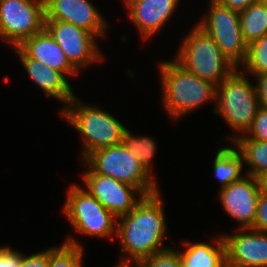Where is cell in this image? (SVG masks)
I'll use <instances>...</instances> for the list:
<instances>
[{
  "label": "cell",
  "instance_id": "ac0fdd59",
  "mask_svg": "<svg viewBox=\"0 0 267 267\" xmlns=\"http://www.w3.org/2000/svg\"><path fill=\"white\" fill-rule=\"evenodd\" d=\"M214 243H190L184 241L183 245L186 246V250L181 252V263L183 267H227L226 265V250L223 236L215 240ZM215 246H214V245Z\"/></svg>",
  "mask_w": 267,
  "mask_h": 267
},
{
  "label": "cell",
  "instance_id": "d6a6232c",
  "mask_svg": "<svg viewBox=\"0 0 267 267\" xmlns=\"http://www.w3.org/2000/svg\"><path fill=\"white\" fill-rule=\"evenodd\" d=\"M257 1H261V2H267V0H257Z\"/></svg>",
  "mask_w": 267,
  "mask_h": 267
},
{
  "label": "cell",
  "instance_id": "8992f818",
  "mask_svg": "<svg viewBox=\"0 0 267 267\" xmlns=\"http://www.w3.org/2000/svg\"><path fill=\"white\" fill-rule=\"evenodd\" d=\"M83 162L95 173L137 187L145 196L160 191L155 177L147 172L135 153L123 142L92 151Z\"/></svg>",
  "mask_w": 267,
  "mask_h": 267
},
{
  "label": "cell",
  "instance_id": "83f0119b",
  "mask_svg": "<svg viewBox=\"0 0 267 267\" xmlns=\"http://www.w3.org/2000/svg\"><path fill=\"white\" fill-rule=\"evenodd\" d=\"M22 253L9 246L0 247V267H21Z\"/></svg>",
  "mask_w": 267,
  "mask_h": 267
},
{
  "label": "cell",
  "instance_id": "2e32d148",
  "mask_svg": "<svg viewBox=\"0 0 267 267\" xmlns=\"http://www.w3.org/2000/svg\"><path fill=\"white\" fill-rule=\"evenodd\" d=\"M14 50L31 79L47 97H54L65 106L74 98L71 84L60 71L44 66L39 60L29 58L18 46L14 47Z\"/></svg>",
  "mask_w": 267,
  "mask_h": 267
},
{
  "label": "cell",
  "instance_id": "d6986e66",
  "mask_svg": "<svg viewBox=\"0 0 267 267\" xmlns=\"http://www.w3.org/2000/svg\"><path fill=\"white\" fill-rule=\"evenodd\" d=\"M230 140L243 156V162L249 166L247 175L257 178L267 171V141L249 139L245 135L234 136Z\"/></svg>",
  "mask_w": 267,
  "mask_h": 267
},
{
  "label": "cell",
  "instance_id": "6da1fadb",
  "mask_svg": "<svg viewBox=\"0 0 267 267\" xmlns=\"http://www.w3.org/2000/svg\"><path fill=\"white\" fill-rule=\"evenodd\" d=\"M160 191L146 195L132 211L117 220L116 236L122 245L121 253L128 255L118 265L131 267L141 259L162 252L166 236V220ZM132 260V261H131Z\"/></svg>",
  "mask_w": 267,
  "mask_h": 267
},
{
  "label": "cell",
  "instance_id": "9c48e42d",
  "mask_svg": "<svg viewBox=\"0 0 267 267\" xmlns=\"http://www.w3.org/2000/svg\"><path fill=\"white\" fill-rule=\"evenodd\" d=\"M44 28V0H0V37L12 48Z\"/></svg>",
  "mask_w": 267,
  "mask_h": 267
},
{
  "label": "cell",
  "instance_id": "9a60e30c",
  "mask_svg": "<svg viewBox=\"0 0 267 267\" xmlns=\"http://www.w3.org/2000/svg\"><path fill=\"white\" fill-rule=\"evenodd\" d=\"M129 18L143 39L161 30L178 7L179 0H124Z\"/></svg>",
  "mask_w": 267,
  "mask_h": 267
},
{
  "label": "cell",
  "instance_id": "7402d4cb",
  "mask_svg": "<svg viewBox=\"0 0 267 267\" xmlns=\"http://www.w3.org/2000/svg\"><path fill=\"white\" fill-rule=\"evenodd\" d=\"M69 237L60 247L49 248L48 267H82L83 245Z\"/></svg>",
  "mask_w": 267,
  "mask_h": 267
},
{
  "label": "cell",
  "instance_id": "1f68e13d",
  "mask_svg": "<svg viewBox=\"0 0 267 267\" xmlns=\"http://www.w3.org/2000/svg\"><path fill=\"white\" fill-rule=\"evenodd\" d=\"M260 192L267 195V171L257 177Z\"/></svg>",
  "mask_w": 267,
  "mask_h": 267
},
{
  "label": "cell",
  "instance_id": "ba28073f",
  "mask_svg": "<svg viewBox=\"0 0 267 267\" xmlns=\"http://www.w3.org/2000/svg\"><path fill=\"white\" fill-rule=\"evenodd\" d=\"M209 13L197 25L218 45L223 55L236 67L246 59L248 44L241 33L239 13L210 0Z\"/></svg>",
  "mask_w": 267,
  "mask_h": 267
},
{
  "label": "cell",
  "instance_id": "3957f363",
  "mask_svg": "<svg viewBox=\"0 0 267 267\" xmlns=\"http://www.w3.org/2000/svg\"><path fill=\"white\" fill-rule=\"evenodd\" d=\"M60 113L83 137L82 160L92 151L120 144L127 129L109 112L83 105L76 96Z\"/></svg>",
  "mask_w": 267,
  "mask_h": 267
},
{
  "label": "cell",
  "instance_id": "277c9868",
  "mask_svg": "<svg viewBox=\"0 0 267 267\" xmlns=\"http://www.w3.org/2000/svg\"><path fill=\"white\" fill-rule=\"evenodd\" d=\"M175 61L216 86L236 69L215 41L197 24L184 37Z\"/></svg>",
  "mask_w": 267,
  "mask_h": 267
},
{
  "label": "cell",
  "instance_id": "5bb4252c",
  "mask_svg": "<svg viewBox=\"0 0 267 267\" xmlns=\"http://www.w3.org/2000/svg\"><path fill=\"white\" fill-rule=\"evenodd\" d=\"M45 20L64 21L96 37L104 36L107 23L88 0H44Z\"/></svg>",
  "mask_w": 267,
  "mask_h": 267
},
{
  "label": "cell",
  "instance_id": "7c38bea8",
  "mask_svg": "<svg viewBox=\"0 0 267 267\" xmlns=\"http://www.w3.org/2000/svg\"><path fill=\"white\" fill-rule=\"evenodd\" d=\"M256 177L246 175L229 186L220 189V202L228 215L239 222L240 229L252 228L260 197Z\"/></svg>",
  "mask_w": 267,
  "mask_h": 267
},
{
  "label": "cell",
  "instance_id": "f546056e",
  "mask_svg": "<svg viewBox=\"0 0 267 267\" xmlns=\"http://www.w3.org/2000/svg\"><path fill=\"white\" fill-rule=\"evenodd\" d=\"M257 78V85H255L259 105L267 108V73L255 75Z\"/></svg>",
  "mask_w": 267,
  "mask_h": 267
},
{
  "label": "cell",
  "instance_id": "ffe728a7",
  "mask_svg": "<svg viewBox=\"0 0 267 267\" xmlns=\"http://www.w3.org/2000/svg\"><path fill=\"white\" fill-rule=\"evenodd\" d=\"M243 163V156L238 149L231 147L218 149L214 159L213 171L215 177L221 183V189L243 177L241 176Z\"/></svg>",
  "mask_w": 267,
  "mask_h": 267
},
{
  "label": "cell",
  "instance_id": "7a4b0ae2",
  "mask_svg": "<svg viewBox=\"0 0 267 267\" xmlns=\"http://www.w3.org/2000/svg\"><path fill=\"white\" fill-rule=\"evenodd\" d=\"M164 107L173 119L215 100L216 85L201 79L174 61L160 65Z\"/></svg>",
  "mask_w": 267,
  "mask_h": 267
},
{
  "label": "cell",
  "instance_id": "4fadbf2b",
  "mask_svg": "<svg viewBox=\"0 0 267 267\" xmlns=\"http://www.w3.org/2000/svg\"><path fill=\"white\" fill-rule=\"evenodd\" d=\"M236 231L222 235L227 267H267V233L251 228Z\"/></svg>",
  "mask_w": 267,
  "mask_h": 267
},
{
  "label": "cell",
  "instance_id": "4316f807",
  "mask_svg": "<svg viewBox=\"0 0 267 267\" xmlns=\"http://www.w3.org/2000/svg\"><path fill=\"white\" fill-rule=\"evenodd\" d=\"M253 230L267 233V195L260 193Z\"/></svg>",
  "mask_w": 267,
  "mask_h": 267
},
{
  "label": "cell",
  "instance_id": "30bf717a",
  "mask_svg": "<svg viewBox=\"0 0 267 267\" xmlns=\"http://www.w3.org/2000/svg\"><path fill=\"white\" fill-rule=\"evenodd\" d=\"M45 28L77 71L89 63L104 60L96 45L94 34L72 23L56 20H45Z\"/></svg>",
  "mask_w": 267,
  "mask_h": 267
},
{
  "label": "cell",
  "instance_id": "44dd1931",
  "mask_svg": "<svg viewBox=\"0 0 267 267\" xmlns=\"http://www.w3.org/2000/svg\"><path fill=\"white\" fill-rule=\"evenodd\" d=\"M244 41H252L267 35V2L256 1L239 13Z\"/></svg>",
  "mask_w": 267,
  "mask_h": 267
},
{
  "label": "cell",
  "instance_id": "d4e9b609",
  "mask_svg": "<svg viewBox=\"0 0 267 267\" xmlns=\"http://www.w3.org/2000/svg\"><path fill=\"white\" fill-rule=\"evenodd\" d=\"M137 267H183L177 250L169 248L141 259Z\"/></svg>",
  "mask_w": 267,
  "mask_h": 267
},
{
  "label": "cell",
  "instance_id": "4dcf8cb0",
  "mask_svg": "<svg viewBox=\"0 0 267 267\" xmlns=\"http://www.w3.org/2000/svg\"><path fill=\"white\" fill-rule=\"evenodd\" d=\"M223 6L237 12H243L248 6L254 4L257 0H217Z\"/></svg>",
  "mask_w": 267,
  "mask_h": 267
},
{
  "label": "cell",
  "instance_id": "603a6c76",
  "mask_svg": "<svg viewBox=\"0 0 267 267\" xmlns=\"http://www.w3.org/2000/svg\"><path fill=\"white\" fill-rule=\"evenodd\" d=\"M122 142L129 150L135 153L137 159L147 172L149 174L153 173L150 170V163L157 149L155 141L151 137L149 138L147 136L135 137L128 129H126Z\"/></svg>",
  "mask_w": 267,
  "mask_h": 267
},
{
  "label": "cell",
  "instance_id": "5b68a950",
  "mask_svg": "<svg viewBox=\"0 0 267 267\" xmlns=\"http://www.w3.org/2000/svg\"><path fill=\"white\" fill-rule=\"evenodd\" d=\"M215 102L214 113L244 135L251 128L260 106L255 86L237 68L216 86Z\"/></svg>",
  "mask_w": 267,
  "mask_h": 267
},
{
  "label": "cell",
  "instance_id": "836d02e7",
  "mask_svg": "<svg viewBox=\"0 0 267 267\" xmlns=\"http://www.w3.org/2000/svg\"><path fill=\"white\" fill-rule=\"evenodd\" d=\"M116 267H128V266H122V265H118V266H116Z\"/></svg>",
  "mask_w": 267,
  "mask_h": 267
},
{
  "label": "cell",
  "instance_id": "cb8c5ba5",
  "mask_svg": "<svg viewBox=\"0 0 267 267\" xmlns=\"http://www.w3.org/2000/svg\"><path fill=\"white\" fill-rule=\"evenodd\" d=\"M245 73L255 75L267 73V35L248 44L244 63Z\"/></svg>",
  "mask_w": 267,
  "mask_h": 267
},
{
  "label": "cell",
  "instance_id": "8fae6325",
  "mask_svg": "<svg viewBox=\"0 0 267 267\" xmlns=\"http://www.w3.org/2000/svg\"><path fill=\"white\" fill-rule=\"evenodd\" d=\"M82 177L86 190L116 218L132 211L145 196L137 187L95 173L91 168ZM135 195L139 197L136 199Z\"/></svg>",
  "mask_w": 267,
  "mask_h": 267
},
{
  "label": "cell",
  "instance_id": "e0dca14e",
  "mask_svg": "<svg viewBox=\"0 0 267 267\" xmlns=\"http://www.w3.org/2000/svg\"><path fill=\"white\" fill-rule=\"evenodd\" d=\"M18 47L29 58L39 60L44 66L60 71L64 76L78 74L46 28L25 39Z\"/></svg>",
  "mask_w": 267,
  "mask_h": 267
},
{
  "label": "cell",
  "instance_id": "52a82bcc",
  "mask_svg": "<svg viewBox=\"0 0 267 267\" xmlns=\"http://www.w3.org/2000/svg\"><path fill=\"white\" fill-rule=\"evenodd\" d=\"M64 212L74 229L83 235L110 238L116 234L117 218L86 189L73 184L67 191Z\"/></svg>",
  "mask_w": 267,
  "mask_h": 267
},
{
  "label": "cell",
  "instance_id": "f1b7e54d",
  "mask_svg": "<svg viewBox=\"0 0 267 267\" xmlns=\"http://www.w3.org/2000/svg\"><path fill=\"white\" fill-rule=\"evenodd\" d=\"M48 266H49V248L26 257L22 254L21 267H48Z\"/></svg>",
  "mask_w": 267,
  "mask_h": 267
},
{
  "label": "cell",
  "instance_id": "484cf974",
  "mask_svg": "<svg viewBox=\"0 0 267 267\" xmlns=\"http://www.w3.org/2000/svg\"><path fill=\"white\" fill-rule=\"evenodd\" d=\"M245 136L253 140L267 141V108L259 106L252 126Z\"/></svg>",
  "mask_w": 267,
  "mask_h": 267
}]
</instances>
